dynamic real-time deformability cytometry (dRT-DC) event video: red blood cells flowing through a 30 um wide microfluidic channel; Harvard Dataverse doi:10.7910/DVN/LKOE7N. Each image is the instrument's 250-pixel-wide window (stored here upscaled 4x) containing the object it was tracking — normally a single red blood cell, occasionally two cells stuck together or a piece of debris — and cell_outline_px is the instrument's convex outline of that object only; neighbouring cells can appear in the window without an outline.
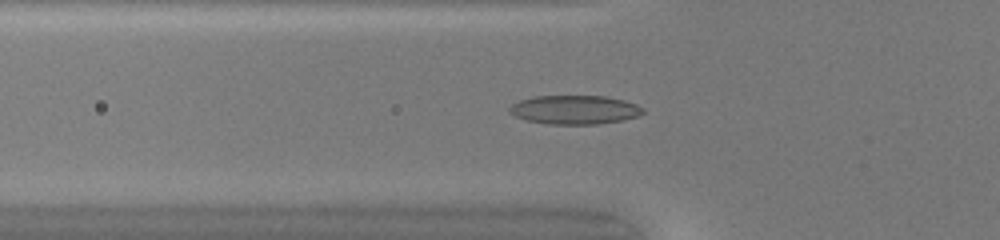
{"species": "common noctule bat (a hibernating species)", "species_latin": "Nyctalus noctula", "temperature_condition": "warm", "stored_images_in_passage": 50, "camera_frame_rate_fps": 3000, "um_per_image_px": 0.085, "animal": {"sex": "female", "body_mass_g": 20.0, "forearm_length_mm": 54.0}, "frame": {"image": 1, "passage_image": 18, "time_ms": 5.667, "image_size_px": [1000, 240], "cell_outline_px": [[644, 112], [640, 116], [624, 120], [600, 124], [548, 124], [528, 120], [516, 116], [508, 112], [508, 108], [512, 104], [520, 100], [536, 96], [604, 96], [624, 100], [636, 104], [644, 108]], "centroid_in_image_um": [48.88, 9.33], "position_along_channel_um": 76.9, "area_um2": 22.54}}
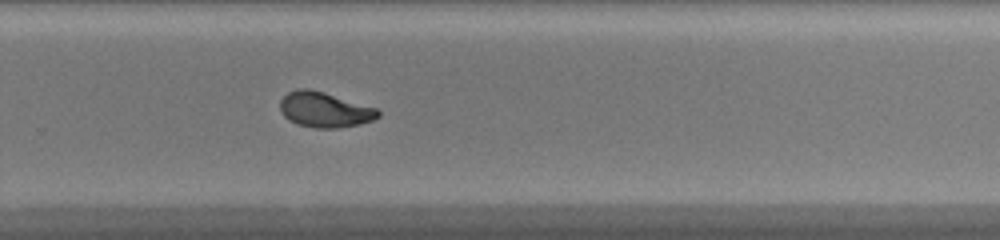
{"frame": {"image": 2, "passage_image": 34, "time_ms": 11.0, "image_size_px": [1000, 240], "cell_outline_px": [[380, 116], [372, 120], [360, 124], [336, 128], [316, 128], [296, 124], [288, 120], [280, 112], [280, 100], [288, 92], [296, 88], [308, 88], [324, 92], [376, 108], [380, 112]], "centroid_in_image_um": [27.55, 9.32], "position_along_channel_um": 302.2, "area_um2": 20.17}}
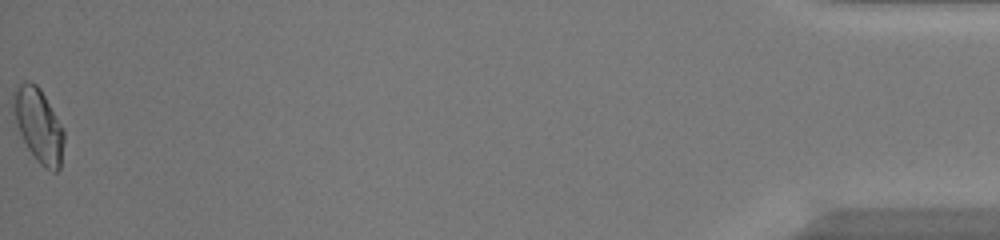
{"frame": {"image": 3, "passage_image": 50, "time_ms": 16.333, "image_size_px": [1000, 240], "cell_outline_px": [[64, 140], [60, 168], [56, 172], [52, 172], [44, 168], [36, 160], [28, 148], [16, 124], [12, 108], [12, 92], [20, 84], [28, 80], [36, 84], [40, 88], [64, 128]], "centroid_in_image_um": [3.28, 10.64], "position_along_channel_um": 431.9, "area_um2": 21.91}, "authors_computed_cell_mechanics": {"area_um2": 20.2878, "velocity_mm_per_s": 4.22, "shape_relaxation_time_tau1_ms": 11.221, "shape_relaxation_time_tau2_ms": 1.2868, "deformation_change_tau1": 0.3239, "deformation_change_tau2": 0.0648}}